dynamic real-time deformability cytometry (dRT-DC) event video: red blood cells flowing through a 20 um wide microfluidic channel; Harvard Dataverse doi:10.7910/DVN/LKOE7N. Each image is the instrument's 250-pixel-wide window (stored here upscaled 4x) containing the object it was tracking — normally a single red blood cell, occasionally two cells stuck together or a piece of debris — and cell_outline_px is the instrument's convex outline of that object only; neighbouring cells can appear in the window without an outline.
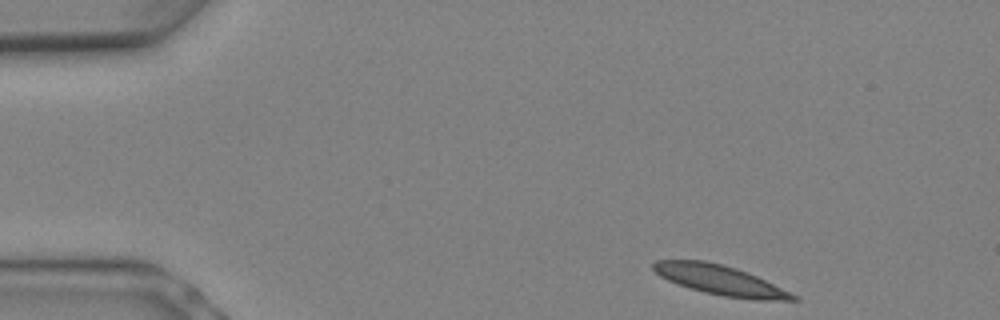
{"species": "Egyptian fruit bat (a non-hibernating species)", "species_latin": "Rousettus aegyptiacus", "temperature_condition": "warm", "stored_images_in_passage": 6, "camera_frame_rate_fps": 3000, "um_per_image_px": 0.085, "animal": {"sex": "female"}, "frame": {"image": 1, "passage_image": 1, "time_ms": 0.0, "image_size_px": [1000, 320], "cell_outline_px": [[800, 300], [756, 300], [724, 296], [704, 292], [668, 280], [660, 276], [652, 268], [652, 264], [656, 260], [704, 260], [736, 268], [748, 272], [800, 296]], "centroid_in_image_um": [61.26, 23.81], "position_along_channel_um": 23.7, "area_um2": 24.04}}
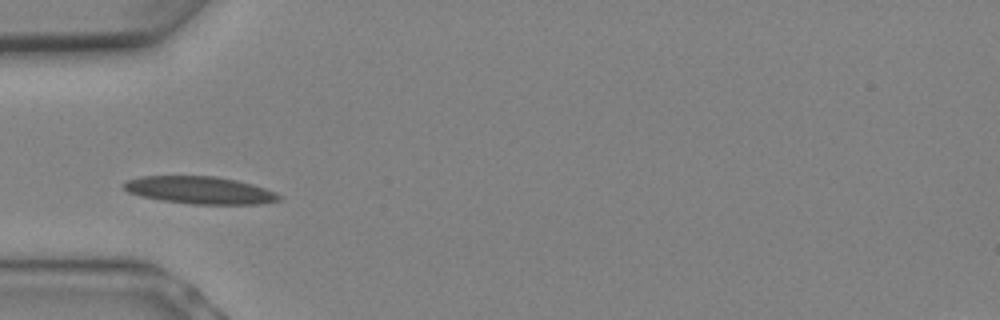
{"frame": {"image": 2, "passage_image": 5, "time_ms": 1.333, "image_size_px": [1000, 320], "cell_outline_px": [[284, 196], [280, 200], [260, 204], [192, 204], [160, 200], [140, 196], [128, 192], [120, 184], [128, 180], [140, 176], [216, 176], [236, 180], [252, 184], [276, 192]], "centroid_in_image_um": [16.99, 16.17], "position_along_channel_um": 68.0, "area_um2": 24.97}}
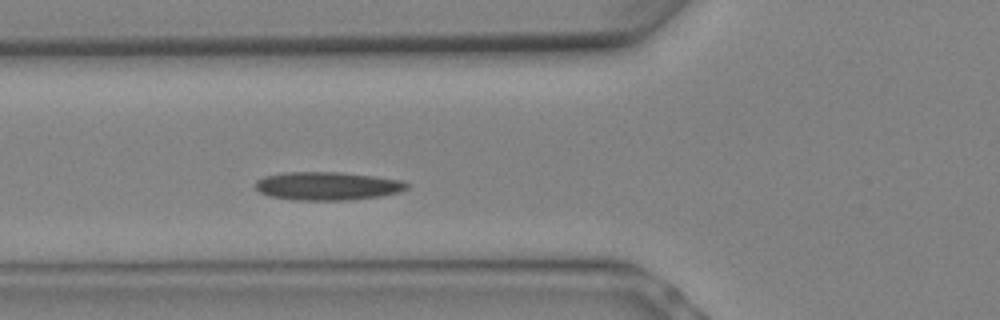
{"frame": {"image": 3, "passage_image": 6, "time_ms": 1.667, "image_size_px": [1000, 320], "cell_outline_px": [[408, 188], [400, 192], [380, 196], [348, 200], [292, 200], [268, 196], [260, 192], [256, 188], [256, 180], [264, 176], [284, 172], [340, 172], [372, 176], [400, 180], [408, 184]], "centroid_in_image_um": [27.79, 15.81], "position_along_channel_um": 98.0, "area_um2": 24.97}}